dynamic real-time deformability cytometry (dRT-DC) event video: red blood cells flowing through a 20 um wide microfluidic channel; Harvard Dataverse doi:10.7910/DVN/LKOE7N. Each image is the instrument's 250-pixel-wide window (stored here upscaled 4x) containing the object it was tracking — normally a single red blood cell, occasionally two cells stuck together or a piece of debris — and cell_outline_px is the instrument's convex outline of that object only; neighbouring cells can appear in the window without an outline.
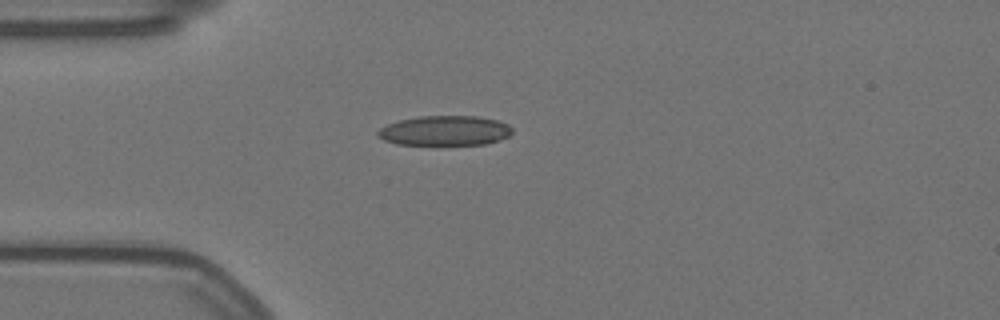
{"species": "Egyptian fruit bat (a non-hibernating species)", "species_latin": "Rousettus aegyptiacus", "temperature_condition": "warm", "stored_images_in_passage": 43, "camera_frame_rate_fps": 3000, "um_per_image_px": 0.085, "animal": {"sex": "female"}, "frame": {"image": 1, "passage_image": 1, "time_ms": 0.0, "image_size_px": [1000, 320], "cell_outline_px": [[512, 132], [508, 136], [500, 140], [484, 144], [396, 144], [384, 140], [376, 136], [376, 132], [380, 128], [388, 124], [400, 120], [420, 116], [476, 116], [496, 120], [508, 124], [512, 128]], "centroid_in_image_um": [37.8, 11.1], "position_along_channel_um": 47.2, "area_um2": 23.24}}
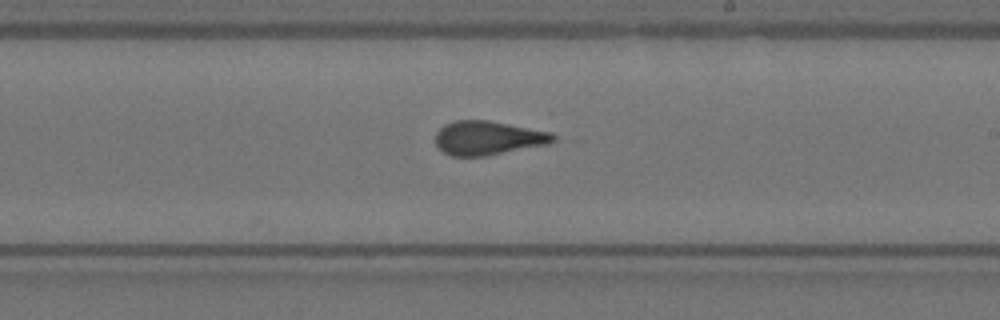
{"frame": {"image": 2, "passage_image": 19, "time_ms": 6.0, "image_size_px": [1000, 320], "cell_outline_px": [[556, 140], [548, 144], [484, 156], [452, 156], [444, 152], [436, 144], [436, 132], [444, 124], [456, 120], [488, 120], [552, 132], [556, 136]], "centroid_in_image_um": [41.49, 11.72], "position_along_channel_um": 247.5, "area_um2": 23.24}}
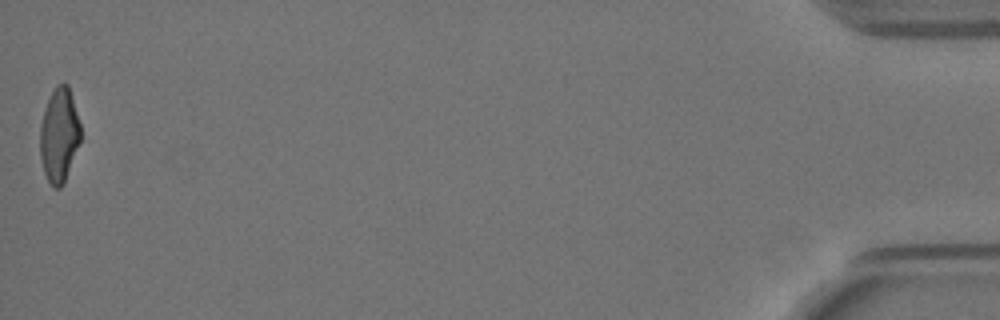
{"frame": {"image": 3, "passage_image": 43, "time_ms": 14.0, "image_size_px": [1000, 320], "cell_outline_px": [[80, 140], [64, 184], [60, 188], [52, 188], [44, 172], [40, 156], [40, 124], [44, 108], [56, 84], [68, 84], [80, 124]], "centroid_in_image_um": [5.01, 11.51], "position_along_channel_um": 430.2, "area_um2": 22.14}, "authors_computed_cell_mechanics": {"area_um2": 23.2356, "velocity_mm_per_s": 3.5407, "shape_relaxation_time_tau1_ms": 5.6054, "shape_relaxation_time_tau2_ms": 1.3278, "deformation_change_tau1": 0.1754, "deformation_change_tau2": 0.0849}}